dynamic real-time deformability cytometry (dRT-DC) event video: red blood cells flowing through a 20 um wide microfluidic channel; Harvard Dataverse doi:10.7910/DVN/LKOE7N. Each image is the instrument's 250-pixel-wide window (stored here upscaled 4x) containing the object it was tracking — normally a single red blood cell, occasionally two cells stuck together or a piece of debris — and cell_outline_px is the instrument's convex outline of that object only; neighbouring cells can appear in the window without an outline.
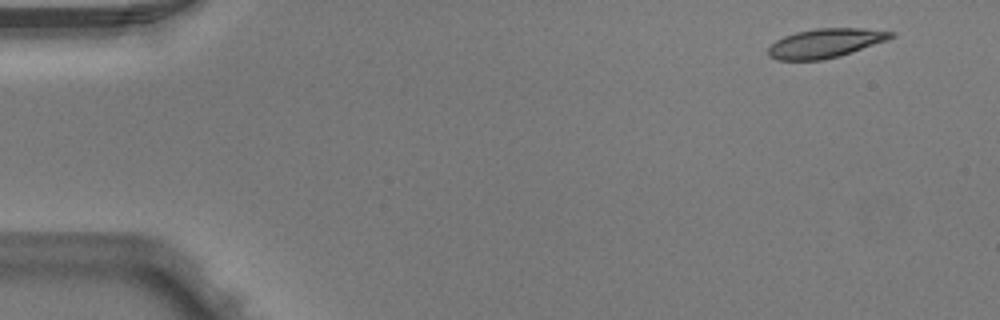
{"species": "Egyptian fruit bat (a non-hibernating species)", "species_latin": "Rousettus aegyptiacus", "temperature_condition": "warm", "stored_images_in_passage": 4, "camera_frame_rate_fps": 3000, "um_per_image_px": 0.085, "animal": {"sex": "male"}, "frame": {"image": 1, "passage_image": 1, "time_ms": 0.0, "image_size_px": [1000, 320], "cell_outline_px": [[896, 36], [888, 40], [840, 56], [824, 60], [776, 60], [768, 56], [768, 48], [776, 40], [784, 36], [796, 32], [816, 28], [860, 28], [896, 32]], "centroid_in_image_um": [70.17, 3.67], "position_along_channel_um": 14.8, "area_um2": 20.98}}
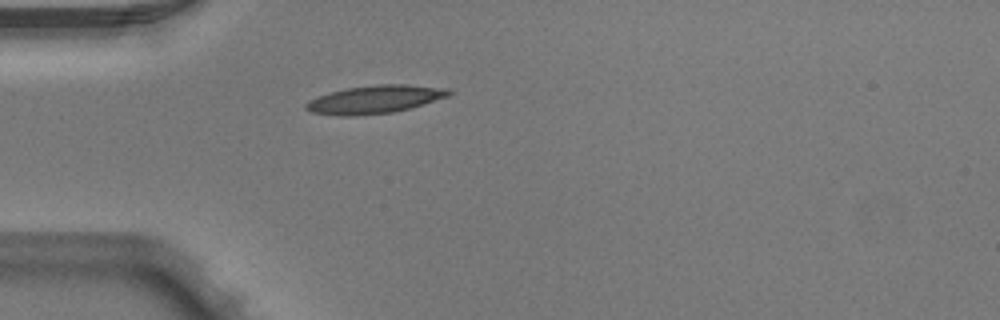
{"frame": {"image": 2, "passage_image": 4, "time_ms": 1.0, "image_size_px": [1000, 320], "cell_outline_px": [[452, 92], [448, 96], [412, 108], [392, 112], [348, 116], [344, 116], [312, 112], [304, 108], [304, 104], [308, 100], [332, 92], [348, 88], [376, 84], [404, 84], [448, 88]], "centroid_in_image_um": [31.88, 8.44], "position_along_channel_um": 53.1, "area_um2": 23.12}}